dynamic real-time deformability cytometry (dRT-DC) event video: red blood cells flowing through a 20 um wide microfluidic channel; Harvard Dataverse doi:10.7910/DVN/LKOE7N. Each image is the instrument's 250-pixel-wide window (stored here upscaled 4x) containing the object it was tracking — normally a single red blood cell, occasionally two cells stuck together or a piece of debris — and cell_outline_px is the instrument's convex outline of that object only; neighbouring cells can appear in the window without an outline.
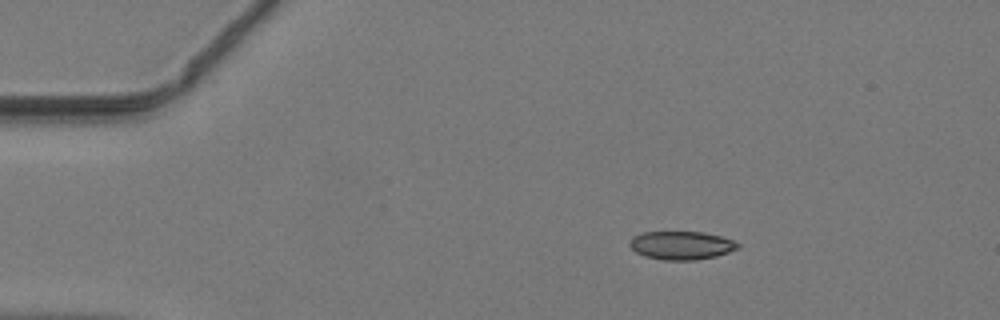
{"species": "common noctule bat (a hibernating species)", "species_latin": "Nyctalus noctula", "temperature_condition": "warm", "stored_images_in_passage": 42, "camera_frame_rate_fps": 3000, "um_per_image_px": 0.085, "animal": {"sex": "male", "body_mass_g": 19.2, "forearm_length_mm": 51.8}, "frame": {"image": 1, "passage_image": 3, "time_ms": 0.667, "image_size_px": [1000, 320], "cell_outline_px": [[740, 248], [716, 256], [696, 260], [664, 260], [644, 256], [636, 252], [628, 244], [632, 236], [644, 232], [704, 232], [720, 236], [732, 240], [740, 244]], "centroid_in_image_um": [57.91, 20.85], "position_along_channel_um": 27.1, "area_um2": 17.92}}
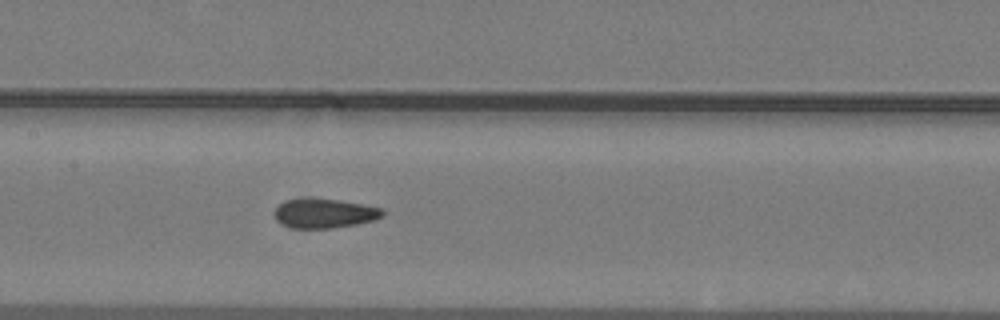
{"frame": {"image": 2, "passage_image": 18, "time_ms": 5.667, "image_size_px": [1000, 320], "cell_outline_px": [[384, 216], [376, 220], [356, 224], [332, 228], [292, 228], [276, 220], [272, 212], [284, 200], [340, 200], [364, 204], [384, 208]], "centroid_in_image_um": [27.63, 18.15], "position_along_channel_um": 179.8, "area_um2": 18.32}}
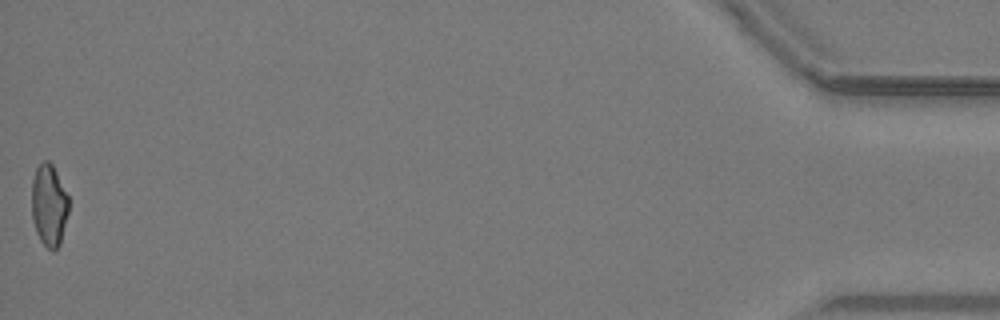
{"frame": {"image": 3, "passage_image": 42, "time_ms": 13.667, "image_size_px": [1000, 320], "cell_outline_px": [[68, 212], [60, 244], [52, 252], [40, 240], [36, 232], [32, 220], [32, 180], [36, 168], [44, 160], [48, 160], [52, 164], [68, 196]], "centroid_in_image_um": [4.15, 17.45], "position_along_channel_um": 431.0, "area_um2": 17.57}}